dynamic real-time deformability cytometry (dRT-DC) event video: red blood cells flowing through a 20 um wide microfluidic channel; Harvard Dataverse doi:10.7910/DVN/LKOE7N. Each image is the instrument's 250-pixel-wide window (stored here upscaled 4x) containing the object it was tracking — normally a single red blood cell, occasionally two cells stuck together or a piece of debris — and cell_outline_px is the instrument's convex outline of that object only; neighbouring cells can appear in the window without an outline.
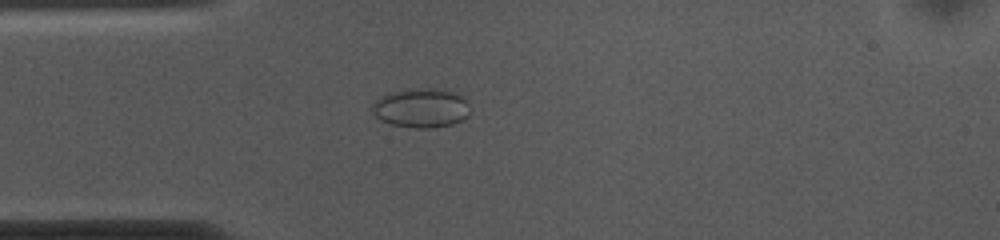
{"species": "common noctule bat (a hibernating species)", "species_latin": "Nyctalus noctula", "temperature_condition": "cold", "stored_images_in_passage": 53, "camera_frame_rate_fps": 3000, "um_per_image_px": 0.085, "animal": {"sex": "female", "body_mass_g": 10.0, "forearm_length_mm": 53.1}, "frame": {"image": 1, "passage_image": 13, "time_ms": 4.0, "image_size_px": [1000, 240], "cell_outline_px": [[468, 116], [452, 124], [432, 128], [416, 128], [392, 124], [380, 120], [372, 112], [372, 104], [380, 96], [392, 92], [420, 88], [440, 88], [464, 96], [468, 104]], "centroid_in_image_um": [35.8, 9.17], "position_along_channel_um": 49.2, "area_um2": 22.31}}
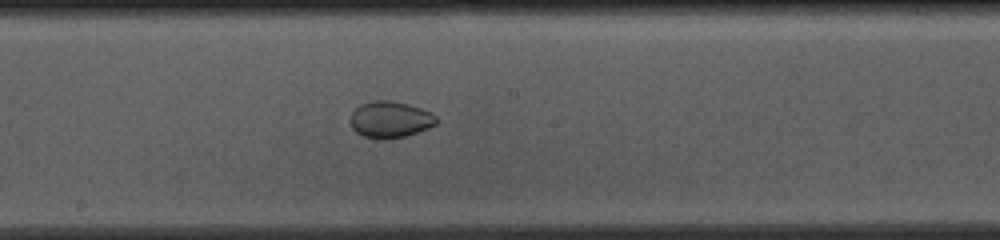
{"frame": {"image": 2, "passage_image": 27, "time_ms": 8.667, "image_size_px": [1000, 240], "cell_outline_px": [[436, 124], [428, 128], [404, 136], [384, 140], [364, 136], [356, 132], [352, 128], [352, 112], [360, 104], [372, 100], [388, 100], [408, 104], [432, 112], [436, 116]], "centroid_in_image_um": [33.17, 10.15], "position_along_channel_um": 215.0, "area_um2": 18.15}}
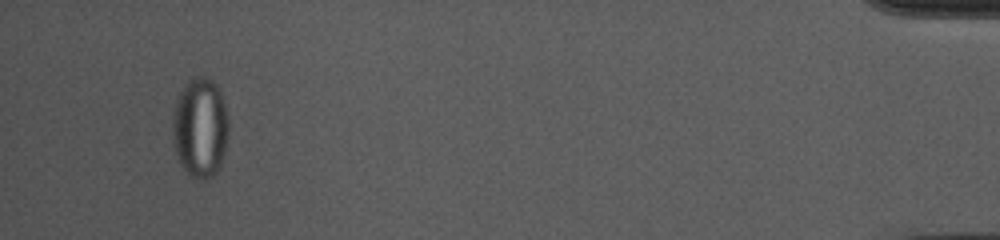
{"frame": {"image": 3, "passage_image": 50, "time_ms": 16.333, "image_size_px": [1000, 240], "cell_outline_px": [[228, 132], [224, 152], [220, 164], [216, 172], [212, 176], [204, 180], [196, 180], [188, 176], [176, 152], [172, 136], [172, 112], [180, 92], [184, 84], [188, 80], [196, 76], [204, 76], [212, 80], [216, 84], [220, 92], [224, 104], [228, 120]], "centroid_in_image_um": [17.0, 10.85], "position_along_channel_um": 418.2, "area_um2": 32.71}}